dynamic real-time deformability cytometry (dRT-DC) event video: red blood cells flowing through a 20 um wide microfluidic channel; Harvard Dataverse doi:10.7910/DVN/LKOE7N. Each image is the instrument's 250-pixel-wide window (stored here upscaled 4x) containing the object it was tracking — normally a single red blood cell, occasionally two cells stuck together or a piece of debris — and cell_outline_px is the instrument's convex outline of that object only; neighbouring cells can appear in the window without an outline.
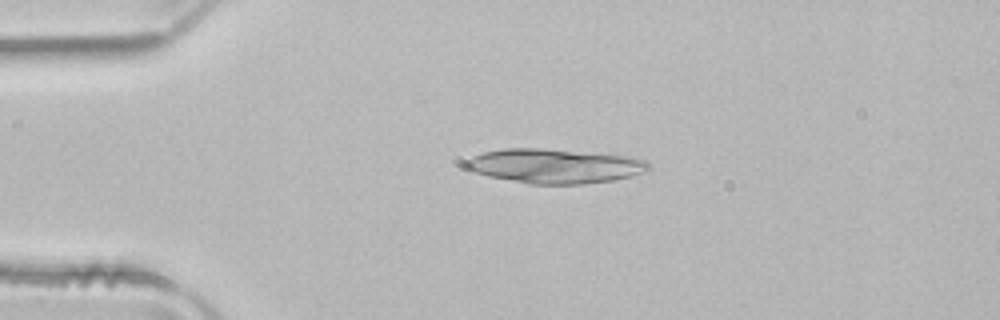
{"species": "common noctule bat (a hibernating species)", "species_latin": "Nyctalus noctula", "temperature_condition": "room temperature", "stored_images_in_passage": 40, "camera_frame_rate_fps": 3000, "um_per_image_px": 0.085, "animal": {"sex": "male", "body_mass_g": 21.5, "forearm_length_mm": 52.0}, "frame": {"image": 1, "passage_image": 1, "time_ms": 0.0, "image_size_px": [1000, 320], "cell_outline_px": [[652, 164], [644, 172], [632, 176], [612, 180], [584, 184], [532, 184], [488, 176], [464, 168], [464, 164], [472, 156], [484, 152], [504, 148], [540, 148], [632, 156], [648, 160]], "centroid_in_image_um": [47.18, 14.1], "position_along_channel_um": 37.8, "area_um2": 36.76}, "authors_computed_cell_mechanics": {"area_um2": 20.8947, "velocity_mm_per_s": 3.971, "shape_relaxation_time_tau1_ms": null, "shape_relaxation_time_tau2_ms": 7.6836, "deformation_change_tau1": null, "deformation_change_tau2": 0.2206}}